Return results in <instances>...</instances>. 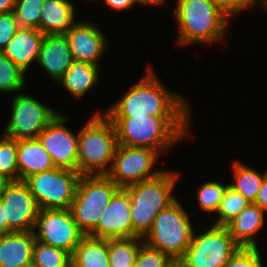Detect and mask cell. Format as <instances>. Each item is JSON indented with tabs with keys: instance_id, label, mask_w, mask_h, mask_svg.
Here are the masks:
<instances>
[{
	"instance_id": "8",
	"label": "cell",
	"mask_w": 267,
	"mask_h": 267,
	"mask_svg": "<svg viewBox=\"0 0 267 267\" xmlns=\"http://www.w3.org/2000/svg\"><path fill=\"white\" fill-rule=\"evenodd\" d=\"M240 247L227 226L211 225L198 235L193 232L181 259L185 267H224Z\"/></svg>"
},
{
	"instance_id": "44",
	"label": "cell",
	"mask_w": 267,
	"mask_h": 267,
	"mask_svg": "<svg viewBox=\"0 0 267 267\" xmlns=\"http://www.w3.org/2000/svg\"><path fill=\"white\" fill-rule=\"evenodd\" d=\"M255 6L267 11V0H253V7Z\"/></svg>"
},
{
	"instance_id": "2",
	"label": "cell",
	"mask_w": 267,
	"mask_h": 267,
	"mask_svg": "<svg viewBox=\"0 0 267 267\" xmlns=\"http://www.w3.org/2000/svg\"><path fill=\"white\" fill-rule=\"evenodd\" d=\"M190 117L145 115L108 118L115 125L118 144L153 149L161 155L162 151L169 150L190 135Z\"/></svg>"
},
{
	"instance_id": "4",
	"label": "cell",
	"mask_w": 267,
	"mask_h": 267,
	"mask_svg": "<svg viewBox=\"0 0 267 267\" xmlns=\"http://www.w3.org/2000/svg\"><path fill=\"white\" fill-rule=\"evenodd\" d=\"M179 173L162 170L157 176L124 188L130 195L133 237L143 238L156 216L177 200L172 194Z\"/></svg>"
},
{
	"instance_id": "30",
	"label": "cell",
	"mask_w": 267,
	"mask_h": 267,
	"mask_svg": "<svg viewBox=\"0 0 267 267\" xmlns=\"http://www.w3.org/2000/svg\"><path fill=\"white\" fill-rule=\"evenodd\" d=\"M45 0H18L15 2L14 14L20 28L39 30L41 8Z\"/></svg>"
},
{
	"instance_id": "33",
	"label": "cell",
	"mask_w": 267,
	"mask_h": 267,
	"mask_svg": "<svg viewBox=\"0 0 267 267\" xmlns=\"http://www.w3.org/2000/svg\"><path fill=\"white\" fill-rule=\"evenodd\" d=\"M259 247H240L224 267H265Z\"/></svg>"
},
{
	"instance_id": "24",
	"label": "cell",
	"mask_w": 267,
	"mask_h": 267,
	"mask_svg": "<svg viewBox=\"0 0 267 267\" xmlns=\"http://www.w3.org/2000/svg\"><path fill=\"white\" fill-rule=\"evenodd\" d=\"M72 267H110L108 239L84 235L71 255Z\"/></svg>"
},
{
	"instance_id": "29",
	"label": "cell",
	"mask_w": 267,
	"mask_h": 267,
	"mask_svg": "<svg viewBox=\"0 0 267 267\" xmlns=\"http://www.w3.org/2000/svg\"><path fill=\"white\" fill-rule=\"evenodd\" d=\"M24 72L15 65L7 56L0 52V92L14 93L23 90L25 87Z\"/></svg>"
},
{
	"instance_id": "7",
	"label": "cell",
	"mask_w": 267,
	"mask_h": 267,
	"mask_svg": "<svg viewBox=\"0 0 267 267\" xmlns=\"http://www.w3.org/2000/svg\"><path fill=\"white\" fill-rule=\"evenodd\" d=\"M119 189L107 175L80 176L69 210L85 235L97 226L106 206Z\"/></svg>"
},
{
	"instance_id": "25",
	"label": "cell",
	"mask_w": 267,
	"mask_h": 267,
	"mask_svg": "<svg viewBox=\"0 0 267 267\" xmlns=\"http://www.w3.org/2000/svg\"><path fill=\"white\" fill-rule=\"evenodd\" d=\"M232 168L235 181L228 183L229 186L239 192L249 203H254L267 171L260 173L238 160L234 161Z\"/></svg>"
},
{
	"instance_id": "34",
	"label": "cell",
	"mask_w": 267,
	"mask_h": 267,
	"mask_svg": "<svg viewBox=\"0 0 267 267\" xmlns=\"http://www.w3.org/2000/svg\"><path fill=\"white\" fill-rule=\"evenodd\" d=\"M170 259L160 250L143 243L137 253L134 267H163Z\"/></svg>"
},
{
	"instance_id": "14",
	"label": "cell",
	"mask_w": 267,
	"mask_h": 267,
	"mask_svg": "<svg viewBox=\"0 0 267 267\" xmlns=\"http://www.w3.org/2000/svg\"><path fill=\"white\" fill-rule=\"evenodd\" d=\"M0 200L7 220V233L33 231L40 209L24 181H13L0 194Z\"/></svg>"
},
{
	"instance_id": "45",
	"label": "cell",
	"mask_w": 267,
	"mask_h": 267,
	"mask_svg": "<svg viewBox=\"0 0 267 267\" xmlns=\"http://www.w3.org/2000/svg\"><path fill=\"white\" fill-rule=\"evenodd\" d=\"M23 267H39L35 263L30 262L29 264L24 265Z\"/></svg>"
},
{
	"instance_id": "1",
	"label": "cell",
	"mask_w": 267,
	"mask_h": 267,
	"mask_svg": "<svg viewBox=\"0 0 267 267\" xmlns=\"http://www.w3.org/2000/svg\"><path fill=\"white\" fill-rule=\"evenodd\" d=\"M153 68L115 104L104 110L107 117L190 116L188 102L178 92L164 87Z\"/></svg>"
},
{
	"instance_id": "18",
	"label": "cell",
	"mask_w": 267,
	"mask_h": 267,
	"mask_svg": "<svg viewBox=\"0 0 267 267\" xmlns=\"http://www.w3.org/2000/svg\"><path fill=\"white\" fill-rule=\"evenodd\" d=\"M44 38L38 29L19 28L1 52L27 72L33 62L37 63Z\"/></svg>"
},
{
	"instance_id": "19",
	"label": "cell",
	"mask_w": 267,
	"mask_h": 267,
	"mask_svg": "<svg viewBox=\"0 0 267 267\" xmlns=\"http://www.w3.org/2000/svg\"><path fill=\"white\" fill-rule=\"evenodd\" d=\"M33 231H13L0 235V267H23L32 262Z\"/></svg>"
},
{
	"instance_id": "43",
	"label": "cell",
	"mask_w": 267,
	"mask_h": 267,
	"mask_svg": "<svg viewBox=\"0 0 267 267\" xmlns=\"http://www.w3.org/2000/svg\"><path fill=\"white\" fill-rule=\"evenodd\" d=\"M163 267H185L182 259H170Z\"/></svg>"
},
{
	"instance_id": "20",
	"label": "cell",
	"mask_w": 267,
	"mask_h": 267,
	"mask_svg": "<svg viewBox=\"0 0 267 267\" xmlns=\"http://www.w3.org/2000/svg\"><path fill=\"white\" fill-rule=\"evenodd\" d=\"M18 181L55 168L50 154L38 139L17 140Z\"/></svg>"
},
{
	"instance_id": "23",
	"label": "cell",
	"mask_w": 267,
	"mask_h": 267,
	"mask_svg": "<svg viewBox=\"0 0 267 267\" xmlns=\"http://www.w3.org/2000/svg\"><path fill=\"white\" fill-rule=\"evenodd\" d=\"M98 70V65L73 61L57 84L67 89L78 101L99 82Z\"/></svg>"
},
{
	"instance_id": "11",
	"label": "cell",
	"mask_w": 267,
	"mask_h": 267,
	"mask_svg": "<svg viewBox=\"0 0 267 267\" xmlns=\"http://www.w3.org/2000/svg\"><path fill=\"white\" fill-rule=\"evenodd\" d=\"M158 157L161 155L153 149L118 144L111 168L106 175L119 188H126L161 173L162 169L152 170Z\"/></svg>"
},
{
	"instance_id": "12",
	"label": "cell",
	"mask_w": 267,
	"mask_h": 267,
	"mask_svg": "<svg viewBox=\"0 0 267 267\" xmlns=\"http://www.w3.org/2000/svg\"><path fill=\"white\" fill-rule=\"evenodd\" d=\"M33 233L37 241L60 248L71 255L85 235L69 209H40Z\"/></svg>"
},
{
	"instance_id": "15",
	"label": "cell",
	"mask_w": 267,
	"mask_h": 267,
	"mask_svg": "<svg viewBox=\"0 0 267 267\" xmlns=\"http://www.w3.org/2000/svg\"><path fill=\"white\" fill-rule=\"evenodd\" d=\"M88 235L102 239L133 237L130 195L124 188L114 194L97 226Z\"/></svg>"
},
{
	"instance_id": "10",
	"label": "cell",
	"mask_w": 267,
	"mask_h": 267,
	"mask_svg": "<svg viewBox=\"0 0 267 267\" xmlns=\"http://www.w3.org/2000/svg\"><path fill=\"white\" fill-rule=\"evenodd\" d=\"M9 122L4 136L15 140L37 139L49 122L58 114L31 95L19 92L12 100Z\"/></svg>"
},
{
	"instance_id": "3",
	"label": "cell",
	"mask_w": 267,
	"mask_h": 267,
	"mask_svg": "<svg viewBox=\"0 0 267 267\" xmlns=\"http://www.w3.org/2000/svg\"><path fill=\"white\" fill-rule=\"evenodd\" d=\"M178 22L177 44L184 47L223 40L230 16L208 0H177L173 10Z\"/></svg>"
},
{
	"instance_id": "36",
	"label": "cell",
	"mask_w": 267,
	"mask_h": 267,
	"mask_svg": "<svg viewBox=\"0 0 267 267\" xmlns=\"http://www.w3.org/2000/svg\"><path fill=\"white\" fill-rule=\"evenodd\" d=\"M218 5L230 17L253 7V0H208Z\"/></svg>"
},
{
	"instance_id": "26",
	"label": "cell",
	"mask_w": 267,
	"mask_h": 267,
	"mask_svg": "<svg viewBox=\"0 0 267 267\" xmlns=\"http://www.w3.org/2000/svg\"><path fill=\"white\" fill-rule=\"evenodd\" d=\"M143 243L141 237L108 239L110 267H134L137 253Z\"/></svg>"
},
{
	"instance_id": "32",
	"label": "cell",
	"mask_w": 267,
	"mask_h": 267,
	"mask_svg": "<svg viewBox=\"0 0 267 267\" xmlns=\"http://www.w3.org/2000/svg\"><path fill=\"white\" fill-rule=\"evenodd\" d=\"M0 172L12 181H18L17 140L0 138Z\"/></svg>"
},
{
	"instance_id": "21",
	"label": "cell",
	"mask_w": 267,
	"mask_h": 267,
	"mask_svg": "<svg viewBox=\"0 0 267 267\" xmlns=\"http://www.w3.org/2000/svg\"><path fill=\"white\" fill-rule=\"evenodd\" d=\"M265 211L250 203L227 226L232 238L241 247H258L255 234L265 225Z\"/></svg>"
},
{
	"instance_id": "37",
	"label": "cell",
	"mask_w": 267,
	"mask_h": 267,
	"mask_svg": "<svg viewBox=\"0 0 267 267\" xmlns=\"http://www.w3.org/2000/svg\"><path fill=\"white\" fill-rule=\"evenodd\" d=\"M104 3L113 10L122 11L133 8L135 0H104Z\"/></svg>"
},
{
	"instance_id": "16",
	"label": "cell",
	"mask_w": 267,
	"mask_h": 267,
	"mask_svg": "<svg viewBox=\"0 0 267 267\" xmlns=\"http://www.w3.org/2000/svg\"><path fill=\"white\" fill-rule=\"evenodd\" d=\"M74 61L99 65L100 57L107 51V37L95 23L77 21L65 33Z\"/></svg>"
},
{
	"instance_id": "35",
	"label": "cell",
	"mask_w": 267,
	"mask_h": 267,
	"mask_svg": "<svg viewBox=\"0 0 267 267\" xmlns=\"http://www.w3.org/2000/svg\"><path fill=\"white\" fill-rule=\"evenodd\" d=\"M19 28L14 12L0 14V52Z\"/></svg>"
},
{
	"instance_id": "41",
	"label": "cell",
	"mask_w": 267,
	"mask_h": 267,
	"mask_svg": "<svg viewBox=\"0 0 267 267\" xmlns=\"http://www.w3.org/2000/svg\"><path fill=\"white\" fill-rule=\"evenodd\" d=\"M13 181L0 172V194L12 183Z\"/></svg>"
},
{
	"instance_id": "38",
	"label": "cell",
	"mask_w": 267,
	"mask_h": 267,
	"mask_svg": "<svg viewBox=\"0 0 267 267\" xmlns=\"http://www.w3.org/2000/svg\"><path fill=\"white\" fill-rule=\"evenodd\" d=\"M254 203L267 213V175L262 181L261 188Z\"/></svg>"
},
{
	"instance_id": "6",
	"label": "cell",
	"mask_w": 267,
	"mask_h": 267,
	"mask_svg": "<svg viewBox=\"0 0 267 267\" xmlns=\"http://www.w3.org/2000/svg\"><path fill=\"white\" fill-rule=\"evenodd\" d=\"M194 229L190 216L177 199L156 216L153 226L142 239L171 259H181L191 243Z\"/></svg>"
},
{
	"instance_id": "27",
	"label": "cell",
	"mask_w": 267,
	"mask_h": 267,
	"mask_svg": "<svg viewBox=\"0 0 267 267\" xmlns=\"http://www.w3.org/2000/svg\"><path fill=\"white\" fill-rule=\"evenodd\" d=\"M32 262L39 267H72L71 254L35 240Z\"/></svg>"
},
{
	"instance_id": "22",
	"label": "cell",
	"mask_w": 267,
	"mask_h": 267,
	"mask_svg": "<svg viewBox=\"0 0 267 267\" xmlns=\"http://www.w3.org/2000/svg\"><path fill=\"white\" fill-rule=\"evenodd\" d=\"M75 6L69 0H45L39 21V31L44 35L65 34L73 26Z\"/></svg>"
},
{
	"instance_id": "42",
	"label": "cell",
	"mask_w": 267,
	"mask_h": 267,
	"mask_svg": "<svg viewBox=\"0 0 267 267\" xmlns=\"http://www.w3.org/2000/svg\"><path fill=\"white\" fill-rule=\"evenodd\" d=\"M136 3H139L141 5H144V6H158L159 5H165L164 2H166L165 0H135Z\"/></svg>"
},
{
	"instance_id": "13",
	"label": "cell",
	"mask_w": 267,
	"mask_h": 267,
	"mask_svg": "<svg viewBox=\"0 0 267 267\" xmlns=\"http://www.w3.org/2000/svg\"><path fill=\"white\" fill-rule=\"evenodd\" d=\"M67 116L58 114L49 122L37 139L50 154L53 164L78 172V134H74L65 123Z\"/></svg>"
},
{
	"instance_id": "5",
	"label": "cell",
	"mask_w": 267,
	"mask_h": 267,
	"mask_svg": "<svg viewBox=\"0 0 267 267\" xmlns=\"http://www.w3.org/2000/svg\"><path fill=\"white\" fill-rule=\"evenodd\" d=\"M117 145L115 125L103 112H95L79 130L78 172L81 175H106Z\"/></svg>"
},
{
	"instance_id": "31",
	"label": "cell",
	"mask_w": 267,
	"mask_h": 267,
	"mask_svg": "<svg viewBox=\"0 0 267 267\" xmlns=\"http://www.w3.org/2000/svg\"><path fill=\"white\" fill-rule=\"evenodd\" d=\"M228 185L217 181H210L198 187L197 200L201 208L200 210L216 214Z\"/></svg>"
},
{
	"instance_id": "28",
	"label": "cell",
	"mask_w": 267,
	"mask_h": 267,
	"mask_svg": "<svg viewBox=\"0 0 267 267\" xmlns=\"http://www.w3.org/2000/svg\"><path fill=\"white\" fill-rule=\"evenodd\" d=\"M249 204L239 192L228 185L216 212L217 220L213 225H228Z\"/></svg>"
},
{
	"instance_id": "40",
	"label": "cell",
	"mask_w": 267,
	"mask_h": 267,
	"mask_svg": "<svg viewBox=\"0 0 267 267\" xmlns=\"http://www.w3.org/2000/svg\"><path fill=\"white\" fill-rule=\"evenodd\" d=\"M7 233V220L5 218L4 209L0 200V234Z\"/></svg>"
},
{
	"instance_id": "17",
	"label": "cell",
	"mask_w": 267,
	"mask_h": 267,
	"mask_svg": "<svg viewBox=\"0 0 267 267\" xmlns=\"http://www.w3.org/2000/svg\"><path fill=\"white\" fill-rule=\"evenodd\" d=\"M72 51L65 34L45 35L37 64L58 83L73 63Z\"/></svg>"
},
{
	"instance_id": "39",
	"label": "cell",
	"mask_w": 267,
	"mask_h": 267,
	"mask_svg": "<svg viewBox=\"0 0 267 267\" xmlns=\"http://www.w3.org/2000/svg\"><path fill=\"white\" fill-rule=\"evenodd\" d=\"M14 0H0V14H6L14 11Z\"/></svg>"
},
{
	"instance_id": "9",
	"label": "cell",
	"mask_w": 267,
	"mask_h": 267,
	"mask_svg": "<svg viewBox=\"0 0 267 267\" xmlns=\"http://www.w3.org/2000/svg\"><path fill=\"white\" fill-rule=\"evenodd\" d=\"M80 176L79 172L55 167L34 174L24 182L28 185L39 209H69Z\"/></svg>"
}]
</instances>
